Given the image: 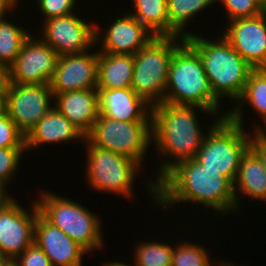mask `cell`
I'll list each match as a JSON object with an SVG mask.
<instances>
[{
	"label": "cell",
	"instance_id": "obj_32",
	"mask_svg": "<svg viewBox=\"0 0 266 266\" xmlns=\"http://www.w3.org/2000/svg\"><path fill=\"white\" fill-rule=\"evenodd\" d=\"M38 10L45 17L42 21L59 16L75 13L77 0H36Z\"/></svg>",
	"mask_w": 266,
	"mask_h": 266
},
{
	"label": "cell",
	"instance_id": "obj_7",
	"mask_svg": "<svg viewBox=\"0 0 266 266\" xmlns=\"http://www.w3.org/2000/svg\"><path fill=\"white\" fill-rule=\"evenodd\" d=\"M183 37L155 36L134 55L132 89L150 105L164 101L169 66Z\"/></svg>",
	"mask_w": 266,
	"mask_h": 266
},
{
	"label": "cell",
	"instance_id": "obj_14",
	"mask_svg": "<svg viewBox=\"0 0 266 266\" xmlns=\"http://www.w3.org/2000/svg\"><path fill=\"white\" fill-rule=\"evenodd\" d=\"M223 37L254 69L266 68V11L228 22Z\"/></svg>",
	"mask_w": 266,
	"mask_h": 266
},
{
	"label": "cell",
	"instance_id": "obj_28",
	"mask_svg": "<svg viewBox=\"0 0 266 266\" xmlns=\"http://www.w3.org/2000/svg\"><path fill=\"white\" fill-rule=\"evenodd\" d=\"M194 243V244H193ZM184 242V239L174 243V250L172 253V266H212L208 249L203 247L202 244L195 242Z\"/></svg>",
	"mask_w": 266,
	"mask_h": 266
},
{
	"label": "cell",
	"instance_id": "obj_45",
	"mask_svg": "<svg viewBox=\"0 0 266 266\" xmlns=\"http://www.w3.org/2000/svg\"><path fill=\"white\" fill-rule=\"evenodd\" d=\"M263 3H264V5L266 6V0H261Z\"/></svg>",
	"mask_w": 266,
	"mask_h": 266
},
{
	"label": "cell",
	"instance_id": "obj_20",
	"mask_svg": "<svg viewBox=\"0 0 266 266\" xmlns=\"http://www.w3.org/2000/svg\"><path fill=\"white\" fill-rule=\"evenodd\" d=\"M85 141V136L54 106L26 136V152L40 145Z\"/></svg>",
	"mask_w": 266,
	"mask_h": 266
},
{
	"label": "cell",
	"instance_id": "obj_5",
	"mask_svg": "<svg viewBox=\"0 0 266 266\" xmlns=\"http://www.w3.org/2000/svg\"><path fill=\"white\" fill-rule=\"evenodd\" d=\"M212 120L195 159L206 169L221 172L234 184L241 158L250 148L252 136L228 116L213 117Z\"/></svg>",
	"mask_w": 266,
	"mask_h": 266
},
{
	"label": "cell",
	"instance_id": "obj_37",
	"mask_svg": "<svg viewBox=\"0 0 266 266\" xmlns=\"http://www.w3.org/2000/svg\"><path fill=\"white\" fill-rule=\"evenodd\" d=\"M6 113V90H0V116Z\"/></svg>",
	"mask_w": 266,
	"mask_h": 266
},
{
	"label": "cell",
	"instance_id": "obj_12",
	"mask_svg": "<svg viewBox=\"0 0 266 266\" xmlns=\"http://www.w3.org/2000/svg\"><path fill=\"white\" fill-rule=\"evenodd\" d=\"M41 26L40 38L54 49L58 56L84 53L97 46L95 22H87L76 13L44 20Z\"/></svg>",
	"mask_w": 266,
	"mask_h": 266
},
{
	"label": "cell",
	"instance_id": "obj_19",
	"mask_svg": "<svg viewBox=\"0 0 266 266\" xmlns=\"http://www.w3.org/2000/svg\"><path fill=\"white\" fill-rule=\"evenodd\" d=\"M53 96V106L86 136L100 114L97 89L75 90Z\"/></svg>",
	"mask_w": 266,
	"mask_h": 266
},
{
	"label": "cell",
	"instance_id": "obj_6",
	"mask_svg": "<svg viewBox=\"0 0 266 266\" xmlns=\"http://www.w3.org/2000/svg\"><path fill=\"white\" fill-rule=\"evenodd\" d=\"M39 195V199L35 200L39 213L49 223L61 229L88 253L101 250L105 246L99 215L62 195L49 191H41Z\"/></svg>",
	"mask_w": 266,
	"mask_h": 266
},
{
	"label": "cell",
	"instance_id": "obj_22",
	"mask_svg": "<svg viewBox=\"0 0 266 266\" xmlns=\"http://www.w3.org/2000/svg\"><path fill=\"white\" fill-rule=\"evenodd\" d=\"M134 55L99 52L96 89L131 88Z\"/></svg>",
	"mask_w": 266,
	"mask_h": 266
},
{
	"label": "cell",
	"instance_id": "obj_29",
	"mask_svg": "<svg viewBox=\"0 0 266 266\" xmlns=\"http://www.w3.org/2000/svg\"><path fill=\"white\" fill-rule=\"evenodd\" d=\"M23 152H26V147H6L0 149V188L7 194L9 193L8 186L11 185L12 178L18 173L20 161L23 158Z\"/></svg>",
	"mask_w": 266,
	"mask_h": 266
},
{
	"label": "cell",
	"instance_id": "obj_38",
	"mask_svg": "<svg viewBox=\"0 0 266 266\" xmlns=\"http://www.w3.org/2000/svg\"><path fill=\"white\" fill-rule=\"evenodd\" d=\"M102 266H136L135 264L134 265H130V264H127L125 263L124 261L122 262H118L117 260L115 261H110L108 262V260L106 261V263H103Z\"/></svg>",
	"mask_w": 266,
	"mask_h": 266
},
{
	"label": "cell",
	"instance_id": "obj_35",
	"mask_svg": "<svg viewBox=\"0 0 266 266\" xmlns=\"http://www.w3.org/2000/svg\"><path fill=\"white\" fill-rule=\"evenodd\" d=\"M18 1L16 0H0V20L7 17L8 13L15 12Z\"/></svg>",
	"mask_w": 266,
	"mask_h": 266
},
{
	"label": "cell",
	"instance_id": "obj_31",
	"mask_svg": "<svg viewBox=\"0 0 266 266\" xmlns=\"http://www.w3.org/2000/svg\"><path fill=\"white\" fill-rule=\"evenodd\" d=\"M6 147H26V136L7 113L0 116V149Z\"/></svg>",
	"mask_w": 266,
	"mask_h": 266
},
{
	"label": "cell",
	"instance_id": "obj_26",
	"mask_svg": "<svg viewBox=\"0 0 266 266\" xmlns=\"http://www.w3.org/2000/svg\"><path fill=\"white\" fill-rule=\"evenodd\" d=\"M5 17L0 20V65L7 69L15 62L29 30L17 26Z\"/></svg>",
	"mask_w": 266,
	"mask_h": 266
},
{
	"label": "cell",
	"instance_id": "obj_1",
	"mask_svg": "<svg viewBox=\"0 0 266 266\" xmlns=\"http://www.w3.org/2000/svg\"><path fill=\"white\" fill-rule=\"evenodd\" d=\"M179 203L204 205L221 217L237 213L233 184L195 158L177 162L156 182V206L162 207L160 210Z\"/></svg>",
	"mask_w": 266,
	"mask_h": 266
},
{
	"label": "cell",
	"instance_id": "obj_15",
	"mask_svg": "<svg viewBox=\"0 0 266 266\" xmlns=\"http://www.w3.org/2000/svg\"><path fill=\"white\" fill-rule=\"evenodd\" d=\"M91 51V52H90ZM99 51L58 56L50 81L53 95L97 88Z\"/></svg>",
	"mask_w": 266,
	"mask_h": 266
},
{
	"label": "cell",
	"instance_id": "obj_9",
	"mask_svg": "<svg viewBox=\"0 0 266 266\" xmlns=\"http://www.w3.org/2000/svg\"><path fill=\"white\" fill-rule=\"evenodd\" d=\"M85 138L94 146L137 161L141 166L152 142V122L116 121L99 114Z\"/></svg>",
	"mask_w": 266,
	"mask_h": 266
},
{
	"label": "cell",
	"instance_id": "obj_18",
	"mask_svg": "<svg viewBox=\"0 0 266 266\" xmlns=\"http://www.w3.org/2000/svg\"><path fill=\"white\" fill-rule=\"evenodd\" d=\"M97 91L100 115L116 121L152 122V105L132 88Z\"/></svg>",
	"mask_w": 266,
	"mask_h": 266
},
{
	"label": "cell",
	"instance_id": "obj_36",
	"mask_svg": "<svg viewBox=\"0 0 266 266\" xmlns=\"http://www.w3.org/2000/svg\"><path fill=\"white\" fill-rule=\"evenodd\" d=\"M8 84V69L0 65V90H6Z\"/></svg>",
	"mask_w": 266,
	"mask_h": 266
},
{
	"label": "cell",
	"instance_id": "obj_2",
	"mask_svg": "<svg viewBox=\"0 0 266 266\" xmlns=\"http://www.w3.org/2000/svg\"><path fill=\"white\" fill-rule=\"evenodd\" d=\"M195 108L215 117L224 118L230 113V108L219 115L198 106L174 105L167 102L152 106V142L156 146L154 150H157V155L159 152L160 166L157 168L155 180L146 182V190L153 195L151 199L154 201V207L156 182L177 162L195 158L207 134V131L204 133V129L200 128Z\"/></svg>",
	"mask_w": 266,
	"mask_h": 266
},
{
	"label": "cell",
	"instance_id": "obj_13",
	"mask_svg": "<svg viewBox=\"0 0 266 266\" xmlns=\"http://www.w3.org/2000/svg\"><path fill=\"white\" fill-rule=\"evenodd\" d=\"M58 54L40 37L30 35L15 62L8 68V82L21 85L49 84Z\"/></svg>",
	"mask_w": 266,
	"mask_h": 266
},
{
	"label": "cell",
	"instance_id": "obj_8",
	"mask_svg": "<svg viewBox=\"0 0 266 266\" xmlns=\"http://www.w3.org/2000/svg\"><path fill=\"white\" fill-rule=\"evenodd\" d=\"M86 184L90 190L117 194L126 199L135 197L133 186L142 166L135 160L108 149L92 145L86 138Z\"/></svg>",
	"mask_w": 266,
	"mask_h": 266
},
{
	"label": "cell",
	"instance_id": "obj_39",
	"mask_svg": "<svg viewBox=\"0 0 266 266\" xmlns=\"http://www.w3.org/2000/svg\"><path fill=\"white\" fill-rule=\"evenodd\" d=\"M262 125L259 124L258 126L255 125L253 127V132L259 133L265 140H266V127H261Z\"/></svg>",
	"mask_w": 266,
	"mask_h": 266
},
{
	"label": "cell",
	"instance_id": "obj_42",
	"mask_svg": "<svg viewBox=\"0 0 266 266\" xmlns=\"http://www.w3.org/2000/svg\"><path fill=\"white\" fill-rule=\"evenodd\" d=\"M218 263L219 264H217V262H215V263H213L214 265H212V266H228V262H224V260L222 261L221 259H220V261H218Z\"/></svg>",
	"mask_w": 266,
	"mask_h": 266
},
{
	"label": "cell",
	"instance_id": "obj_25",
	"mask_svg": "<svg viewBox=\"0 0 266 266\" xmlns=\"http://www.w3.org/2000/svg\"><path fill=\"white\" fill-rule=\"evenodd\" d=\"M216 3V0H167V12L170 26L183 38L193 33L185 31L189 21Z\"/></svg>",
	"mask_w": 266,
	"mask_h": 266
},
{
	"label": "cell",
	"instance_id": "obj_27",
	"mask_svg": "<svg viewBox=\"0 0 266 266\" xmlns=\"http://www.w3.org/2000/svg\"><path fill=\"white\" fill-rule=\"evenodd\" d=\"M133 252V262L136 266H172V253L174 241L171 243L162 241L139 242ZM135 260V261H134Z\"/></svg>",
	"mask_w": 266,
	"mask_h": 266
},
{
	"label": "cell",
	"instance_id": "obj_40",
	"mask_svg": "<svg viewBox=\"0 0 266 266\" xmlns=\"http://www.w3.org/2000/svg\"><path fill=\"white\" fill-rule=\"evenodd\" d=\"M2 266H18V264L14 260H6Z\"/></svg>",
	"mask_w": 266,
	"mask_h": 266
},
{
	"label": "cell",
	"instance_id": "obj_21",
	"mask_svg": "<svg viewBox=\"0 0 266 266\" xmlns=\"http://www.w3.org/2000/svg\"><path fill=\"white\" fill-rule=\"evenodd\" d=\"M237 211L240 209L241 197L266 202V172L259 157L249 148L240 161L238 174L233 184ZM238 194L240 196H238Z\"/></svg>",
	"mask_w": 266,
	"mask_h": 266
},
{
	"label": "cell",
	"instance_id": "obj_17",
	"mask_svg": "<svg viewBox=\"0 0 266 266\" xmlns=\"http://www.w3.org/2000/svg\"><path fill=\"white\" fill-rule=\"evenodd\" d=\"M34 243L50 259L52 266H82L88 252L68 237L61 229L49 223L38 213L34 226Z\"/></svg>",
	"mask_w": 266,
	"mask_h": 266
},
{
	"label": "cell",
	"instance_id": "obj_16",
	"mask_svg": "<svg viewBox=\"0 0 266 266\" xmlns=\"http://www.w3.org/2000/svg\"><path fill=\"white\" fill-rule=\"evenodd\" d=\"M121 16L114 19L105 31L95 22V44L100 46L101 42L99 52L135 55L155 37L132 14Z\"/></svg>",
	"mask_w": 266,
	"mask_h": 266
},
{
	"label": "cell",
	"instance_id": "obj_34",
	"mask_svg": "<svg viewBox=\"0 0 266 266\" xmlns=\"http://www.w3.org/2000/svg\"><path fill=\"white\" fill-rule=\"evenodd\" d=\"M252 132L250 149L259 157L266 172V140L259 133Z\"/></svg>",
	"mask_w": 266,
	"mask_h": 266
},
{
	"label": "cell",
	"instance_id": "obj_30",
	"mask_svg": "<svg viewBox=\"0 0 266 266\" xmlns=\"http://www.w3.org/2000/svg\"><path fill=\"white\" fill-rule=\"evenodd\" d=\"M222 4L227 15V22L245 17H254L266 11V6L261 0H216Z\"/></svg>",
	"mask_w": 266,
	"mask_h": 266
},
{
	"label": "cell",
	"instance_id": "obj_43",
	"mask_svg": "<svg viewBox=\"0 0 266 266\" xmlns=\"http://www.w3.org/2000/svg\"><path fill=\"white\" fill-rule=\"evenodd\" d=\"M6 261L5 258H3L1 255H0V266H2V264Z\"/></svg>",
	"mask_w": 266,
	"mask_h": 266
},
{
	"label": "cell",
	"instance_id": "obj_3",
	"mask_svg": "<svg viewBox=\"0 0 266 266\" xmlns=\"http://www.w3.org/2000/svg\"><path fill=\"white\" fill-rule=\"evenodd\" d=\"M213 40L193 33L185 40L198 52L215 95L238 102L254 69L223 37Z\"/></svg>",
	"mask_w": 266,
	"mask_h": 266
},
{
	"label": "cell",
	"instance_id": "obj_41",
	"mask_svg": "<svg viewBox=\"0 0 266 266\" xmlns=\"http://www.w3.org/2000/svg\"><path fill=\"white\" fill-rule=\"evenodd\" d=\"M3 189L0 188V203L9 196Z\"/></svg>",
	"mask_w": 266,
	"mask_h": 266
},
{
	"label": "cell",
	"instance_id": "obj_44",
	"mask_svg": "<svg viewBox=\"0 0 266 266\" xmlns=\"http://www.w3.org/2000/svg\"><path fill=\"white\" fill-rule=\"evenodd\" d=\"M228 266H240V265H234V264H231L230 262H228Z\"/></svg>",
	"mask_w": 266,
	"mask_h": 266
},
{
	"label": "cell",
	"instance_id": "obj_24",
	"mask_svg": "<svg viewBox=\"0 0 266 266\" xmlns=\"http://www.w3.org/2000/svg\"><path fill=\"white\" fill-rule=\"evenodd\" d=\"M134 11L129 12L155 36L181 37L168 19L167 0H133Z\"/></svg>",
	"mask_w": 266,
	"mask_h": 266
},
{
	"label": "cell",
	"instance_id": "obj_33",
	"mask_svg": "<svg viewBox=\"0 0 266 266\" xmlns=\"http://www.w3.org/2000/svg\"><path fill=\"white\" fill-rule=\"evenodd\" d=\"M14 261L18 266H52L48 256L34 242Z\"/></svg>",
	"mask_w": 266,
	"mask_h": 266
},
{
	"label": "cell",
	"instance_id": "obj_11",
	"mask_svg": "<svg viewBox=\"0 0 266 266\" xmlns=\"http://www.w3.org/2000/svg\"><path fill=\"white\" fill-rule=\"evenodd\" d=\"M52 102L50 84L6 86V113L25 136L53 108Z\"/></svg>",
	"mask_w": 266,
	"mask_h": 266
},
{
	"label": "cell",
	"instance_id": "obj_4",
	"mask_svg": "<svg viewBox=\"0 0 266 266\" xmlns=\"http://www.w3.org/2000/svg\"><path fill=\"white\" fill-rule=\"evenodd\" d=\"M163 102L221 113L222 101L214 93L198 52L186 40L172 55Z\"/></svg>",
	"mask_w": 266,
	"mask_h": 266
},
{
	"label": "cell",
	"instance_id": "obj_10",
	"mask_svg": "<svg viewBox=\"0 0 266 266\" xmlns=\"http://www.w3.org/2000/svg\"><path fill=\"white\" fill-rule=\"evenodd\" d=\"M31 212L9 195L0 203V255L15 260L34 242V226L39 209L31 202Z\"/></svg>",
	"mask_w": 266,
	"mask_h": 266
},
{
	"label": "cell",
	"instance_id": "obj_23",
	"mask_svg": "<svg viewBox=\"0 0 266 266\" xmlns=\"http://www.w3.org/2000/svg\"><path fill=\"white\" fill-rule=\"evenodd\" d=\"M251 106L259 118H262L263 124H266V68L253 69L245 86V90L239 101L231 107L227 115L233 122L244 127L243 106ZM264 124V126H266Z\"/></svg>",
	"mask_w": 266,
	"mask_h": 266
}]
</instances>
